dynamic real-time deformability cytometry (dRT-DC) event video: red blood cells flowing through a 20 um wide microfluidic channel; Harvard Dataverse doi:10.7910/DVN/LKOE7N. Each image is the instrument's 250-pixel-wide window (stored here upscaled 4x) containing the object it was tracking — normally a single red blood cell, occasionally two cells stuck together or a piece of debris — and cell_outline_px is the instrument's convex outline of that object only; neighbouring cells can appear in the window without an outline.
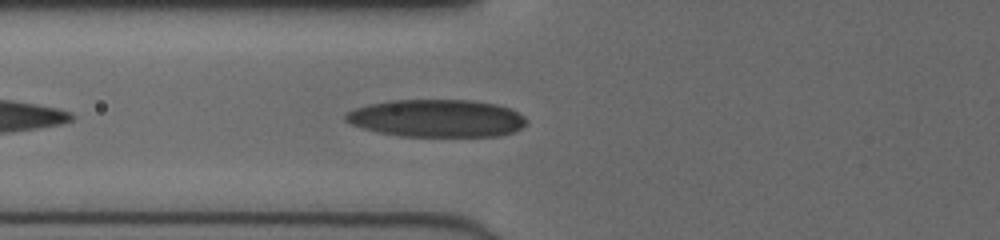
{"species": "human", "species_latin": "Homo sapiens", "temperature_condition": "cold", "stored_images_in_passage": 35, "camera_frame_rate_fps": 3000, "um_per_image_px": 0.085, "donor": {"sex": "female"}, "frame": {"image": 1, "passage_image": 5, "time_ms": 1.333, "image_size_px": [1000, 240], "cell_outline_px": [[528, 124], [512, 132], [500, 136], [400, 136], [380, 132], [364, 128], [352, 124], [344, 120], [344, 116], [348, 112], [356, 108], [368, 104], [392, 100], [472, 100], [496, 104], [508, 108], [524, 116], [528, 120]], "centroid_in_image_um": [37.15, 10.05], "position_along_channel_um": 88.7, "area_um2": 39.48}}
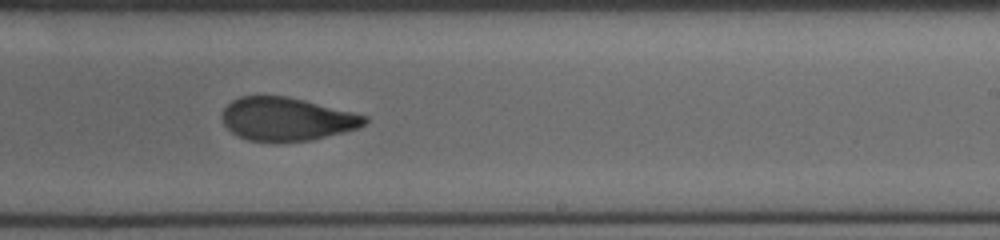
{"frame": {"image": 2, "passage_image": 18, "time_ms": 5.667, "image_size_px": [1000, 240], "cell_outline_px": [[368, 120], [364, 124], [356, 128], [344, 132], [312, 140], [276, 144], [248, 140], [232, 132], [224, 124], [224, 108], [232, 100], [240, 96], [288, 96], [368, 116]], "centroid_in_image_um": [24.37, 10.15], "position_along_channel_um": 264.6, "area_um2": 36.07}}
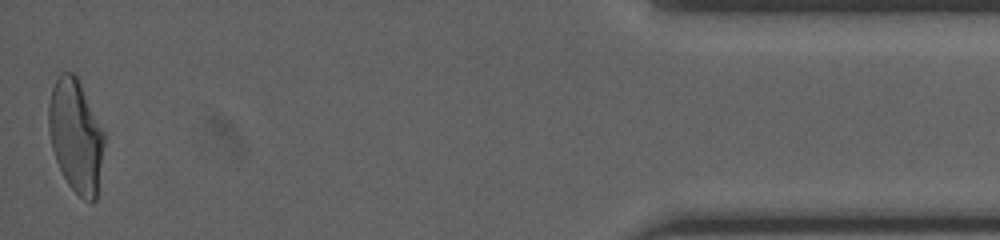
{"frame": {"image": 3, "passage_image": 35, "time_ms": 11.333, "image_size_px": [1000, 240], "cell_outline_px": [[104, 144], [96, 200], [92, 204], [84, 200], [68, 184], [56, 160], [52, 148], [48, 128], [48, 104], [52, 88], [60, 72], [72, 72], [76, 76], [104, 132]], "centroid_in_image_um": [6.43, 11.57], "position_along_channel_um": 428.8, "area_um2": 36.18}, "authors_computed_cell_mechanics": {"area_um2": 36.9342, "velocity_mm_per_s": 4.049, "shape_relaxation_time_tau1_ms": 4.746, "shape_relaxation_time_tau2_ms": 1.8745, "deformation_change_tau1": 0.1771, "deformation_change_tau2": 0.0838}}